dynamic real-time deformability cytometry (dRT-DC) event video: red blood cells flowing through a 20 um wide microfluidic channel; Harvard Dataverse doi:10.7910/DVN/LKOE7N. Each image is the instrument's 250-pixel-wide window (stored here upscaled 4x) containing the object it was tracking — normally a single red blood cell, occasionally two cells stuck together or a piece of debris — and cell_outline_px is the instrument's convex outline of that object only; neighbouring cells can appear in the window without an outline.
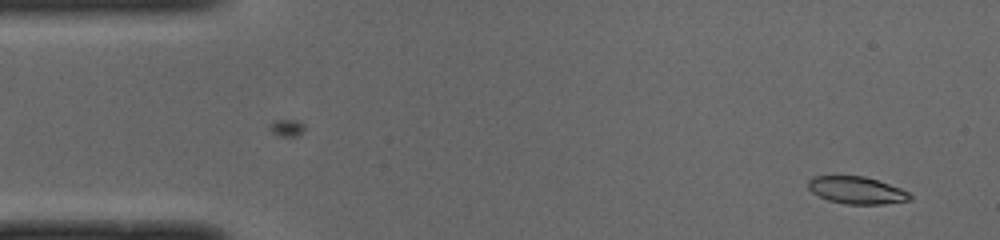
{"species": "common noctule bat (a hibernating species)", "species_latin": "Nyctalus noctula", "temperature_condition": "cold", "stored_images_in_passage": 48, "camera_frame_rate_fps": 3000, "um_per_image_px": 0.085, "animal": {"sex": "male", "body_mass_g": 19.0, "forearm_length_mm": 50.8}, "frame": {"image": 1, "passage_image": 2, "time_ms": 0.333, "image_size_px": [1000, 240], "cell_outline_px": [[912, 200], [884, 204], [844, 204], [828, 200], [812, 192], [808, 188], [808, 180], [812, 176], [864, 176], [900, 188], [908, 192], [912, 196]], "centroid_in_image_um": [72.81, 16.17], "position_along_channel_um": 12.2, "area_um2": 16.13}}
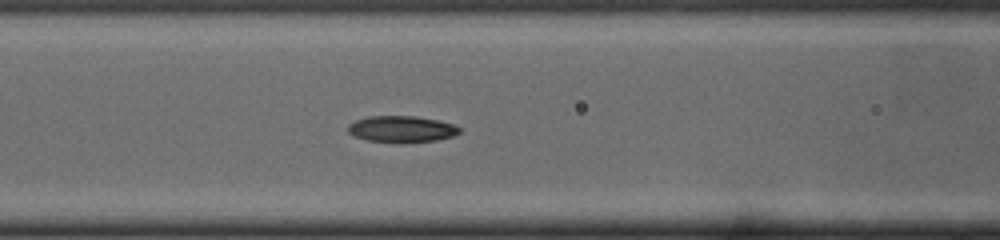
{"frame": {"image": 2, "passage_image": 19, "time_ms": 6.0, "image_size_px": [1000, 240], "cell_outline_px": [[460, 132], [452, 136], [436, 140], [400, 144], [396, 144], [368, 140], [352, 136], [348, 132], [348, 124], [356, 120], [368, 116], [416, 116], [436, 120], [452, 124], [460, 128]], "centroid_in_image_um": [34.09, 10.99], "position_along_channel_um": 132.5, "area_um2": 17.4}}
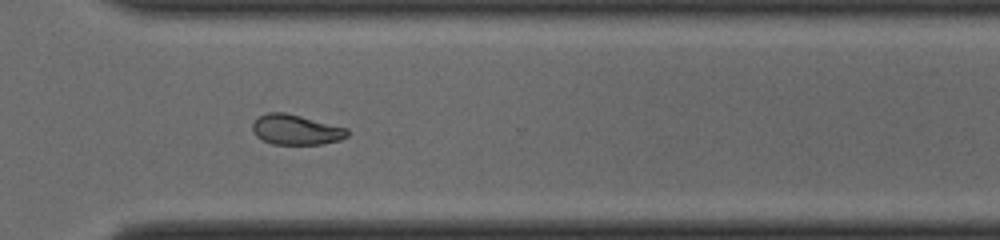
{"frame": {"image": 3, "passage_image": 35, "time_ms": 11.333, "image_size_px": [1000, 240], "cell_outline_px": [[348, 136], [340, 140], [324, 144], [272, 144], [256, 136], [252, 128], [252, 124], [260, 116], [268, 112], [284, 112], [348, 128]], "centroid_in_image_um": [25.18, 11.03], "position_along_channel_um": 345.4, "area_um2": 16.53}, "authors_computed_cell_mechanics": {"area_um2": 16.5597, "velocity_mm_per_s": 3.9956, "shape_relaxation_time_tau1_ms": 6.4017, "shape_relaxation_time_tau2_ms": 10.6755, "deformation_change_tau1": 0.1813, "deformation_change_tau2": 0.1193}}